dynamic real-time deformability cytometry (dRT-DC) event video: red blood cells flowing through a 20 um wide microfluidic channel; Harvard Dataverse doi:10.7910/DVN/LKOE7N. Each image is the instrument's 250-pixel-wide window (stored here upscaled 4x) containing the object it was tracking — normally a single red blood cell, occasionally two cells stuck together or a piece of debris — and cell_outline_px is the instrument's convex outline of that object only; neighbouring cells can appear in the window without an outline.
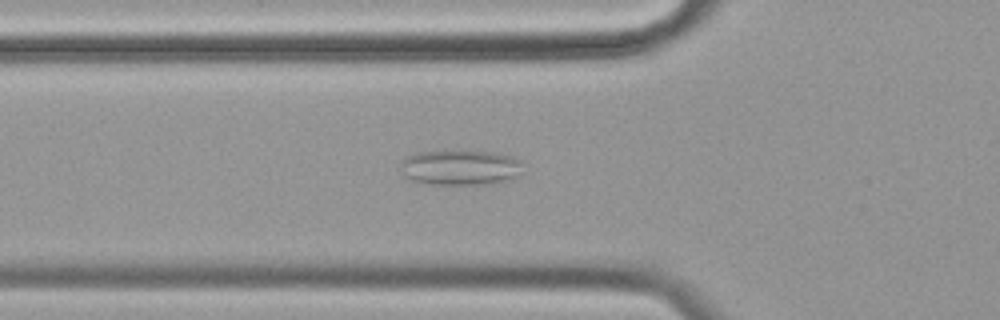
{"species": "common noctule bat (a hibernating species)", "species_latin": "Nyctalus noctula", "temperature_condition": "cold", "stored_images_in_passage": 49, "camera_frame_rate_fps": 3000, "um_per_image_px": 0.085, "animal": {"sex": "female", "body_mass_g": 19.9}, "frame": {"image": 1, "passage_image": 11, "time_ms": 3.333, "image_size_px": [1000, 320], "cell_outline_px": [[520, 176], [512, 180], [484, 184], [428, 184], [412, 180], [404, 176], [400, 164], [408, 156], [416, 152], [456, 148], [476, 148], [496, 152], [512, 156], [520, 160]], "centroid_in_image_um": [39.15, 14.18], "position_along_channel_um": 86.6, "area_um2": 26.3}}
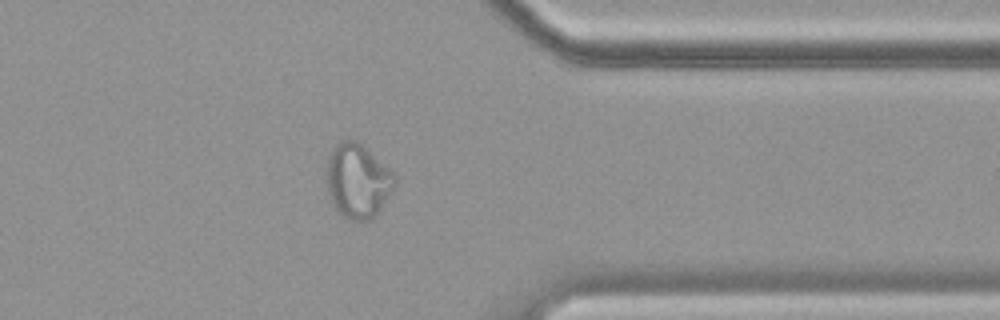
{"frame": {"image": 2, "passage_image": 37, "time_ms": 12.0, "image_size_px": [1000, 320], "cell_outline_px": [[396, 180], [388, 196], [380, 208], [368, 220], [352, 220], [340, 216], [332, 200], [328, 188], [328, 156], [332, 148], [336, 144], [344, 140], [356, 140], [392, 172], [396, 176]], "centroid_in_image_um": [30.39, 15.37], "position_along_channel_um": 381.0, "area_um2": 28.5}}
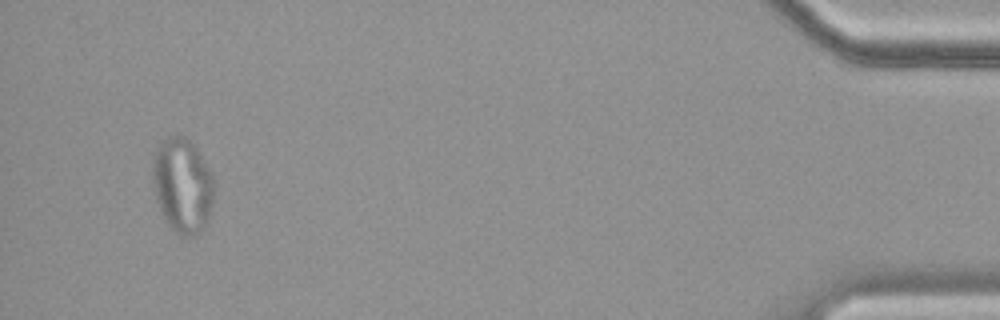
{"frame": {"image": 3, "passage_image": 46, "time_ms": 15.0, "image_size_px": [1000, 320], "cell_outline_px": [[212, 204], [204, 228], [200, 232], [192, 236], [180, 236], [168, 224], [156, 200], [152, 184], [152, 160], [160, 144], [168, 136], [184, 136], [196, 148], [204, 160], [212, 176]], "centroid_in_image_um": [15.48, 15.77], "position_along_channel_um": 419.7, "area_um2": 33.47}}